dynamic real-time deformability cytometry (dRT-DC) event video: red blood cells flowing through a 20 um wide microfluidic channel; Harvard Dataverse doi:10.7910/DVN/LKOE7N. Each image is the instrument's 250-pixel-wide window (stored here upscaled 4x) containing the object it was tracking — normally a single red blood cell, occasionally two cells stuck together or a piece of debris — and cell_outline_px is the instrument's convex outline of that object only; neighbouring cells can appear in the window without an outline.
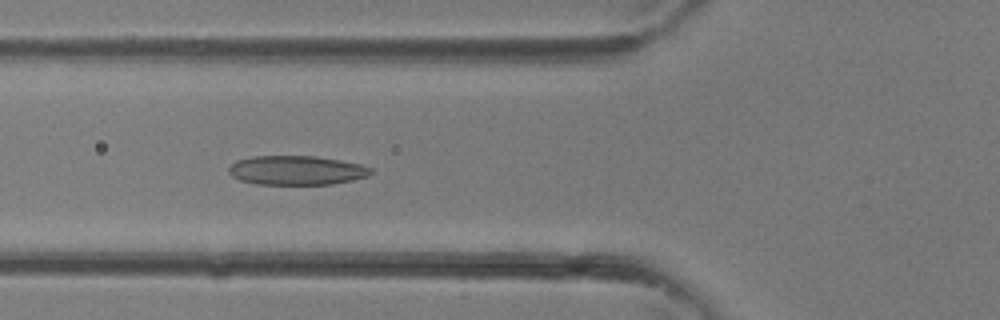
{"species": "common noctule bat (a hibernating species)", "species_latin": "Nyctalus noctula", "temperature_condition": "room temperature", "stored_images_in_passage": 30, "camera_frame_rate_fps": 3000, "um_per_image_px": 0.085, "animal": {"sex": "female"}, "frame": {"image": 1, "passage_image": 8, "time_ms": 2.333, "image_size_px": [1000, 320], "cell_outline_px": [[372, 172], [368, 176], [352, 180], [332, 184], [256, 184], [240, 180], [232, 176], [228, 172], [228, 168], [236, 160], [252, 156], [316, 156], [340, 160], [360, 164], [372, 168]], "centroid_in_image_um": [25.19, 14.47], "position_along_channel_um": 100.6, "area_um2": 24.22}}
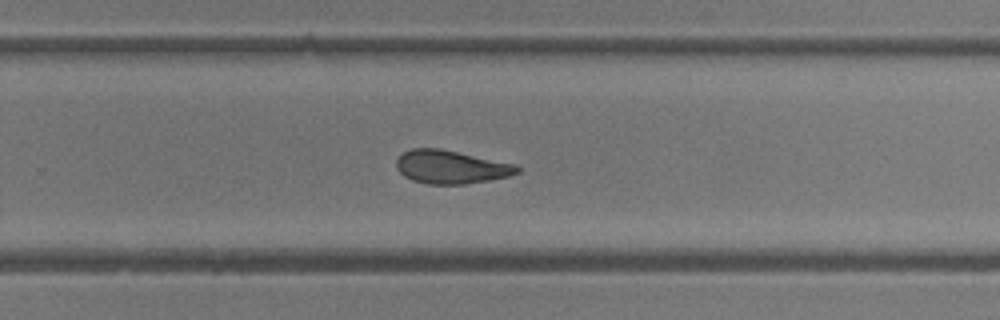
{"frame": {"image": 2, "passage_image": 18, "time_ms": 5.667, "image_size_px": [1000, 320], "cell_outline_px": [[520, 172], [508, 176], [488, 180], [464, 184], [428, 184], [412, 180], [404, 176], [396, 168], [396, 160], [404, 152], [412, 148], [440, 148], [516, 164], [520, 168]], "centroid_in_image_um": [38.33, 14.19], "position_along_channel_um": 291.5, "area_um2": 23.41}}
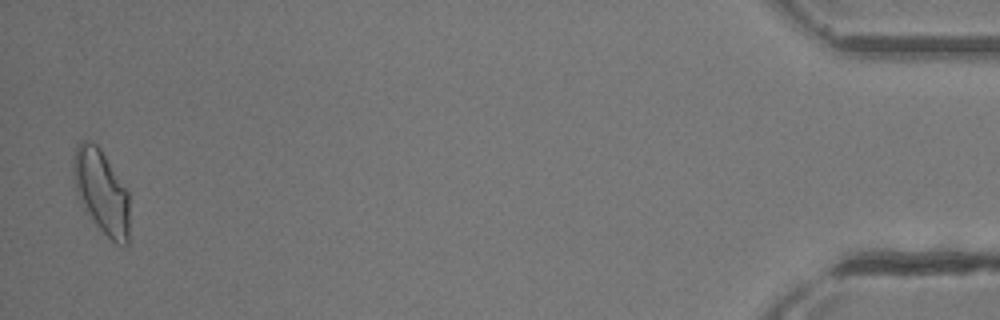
{"frame": {"image": 3, "passage_image": 30, "time_ms": 9.667, "image_size_px": [1000, 320], "cell_outline_px": [[128, 244], [116, 244], [96, 224], [84, 208], [80, 200], [76, 188], [72, 172], [72, 160], [76, 144], [80, 140], [88, 140], [96, 144], [100, 148], [128, 188]], "centroid_in_image_um": [8.61, 16.21], "position_along_channel_um": 426.6, "area_um2": 27.4}}